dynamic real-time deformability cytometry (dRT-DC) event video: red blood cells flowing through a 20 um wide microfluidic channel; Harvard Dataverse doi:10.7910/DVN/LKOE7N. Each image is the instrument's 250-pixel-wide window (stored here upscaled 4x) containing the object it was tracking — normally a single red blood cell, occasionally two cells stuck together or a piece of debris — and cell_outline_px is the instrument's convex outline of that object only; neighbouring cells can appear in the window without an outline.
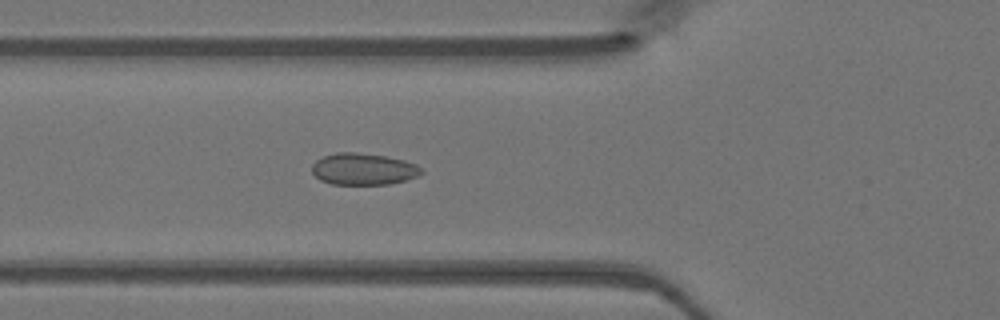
{"species": "Egyptian fruit bat (a non-hibernating species)", "species_latin": "Rousettus aegyptiacus", "temperature_condition": "warm", "stored_images_in_passage": 48, "camera_frame_rate_fps": 3000, "um_per_image_px": 0.085, "animal": {"sex": "female"}, "frame": {"image": 1, "passage_image": 17, "time_ms": 5.333, "image_size_px": [1000, 320], "cell_outline_px": [[424, 172], [408, 180], [388, 184], [332, 184], [320, 180], [312, 172], [312, 164], [316, 160], [324, 156], [336, 152], [356, 152], [384, 156], [404, 160], [416, 164]], "centroid_in_image_um": [30.88, 14.37], "position_along_channel_um": 94.9, "area_um2": 20.17}}
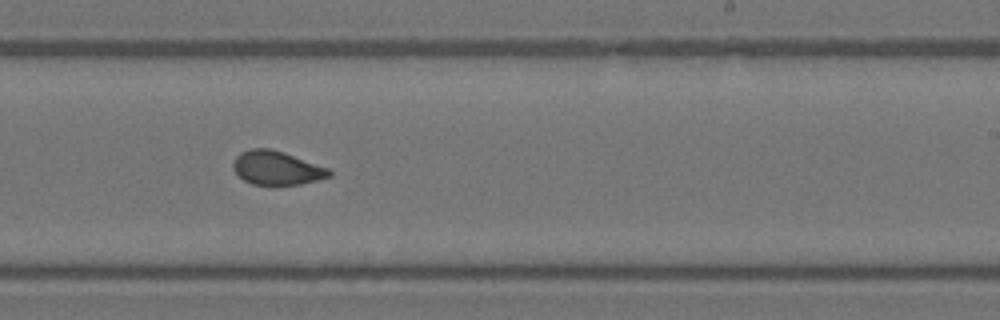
{"frame": {"image": 2, "passage_image": 29, "time_ms": 9.333, "image_size_px": [1000, 320], "cell_outline_px": [[332, 176], [300, 184], [252, 184], [244, 180], [232, 168], [232, 164], [236, 156], [240, 152], [252, 148], [268, 148], [284, 152], [328, 168], [332, 172]], "centroid_in_image_um": [23.51, 14.26], "position_along_channel_um": 265.5, "area_um2": 18.73}}
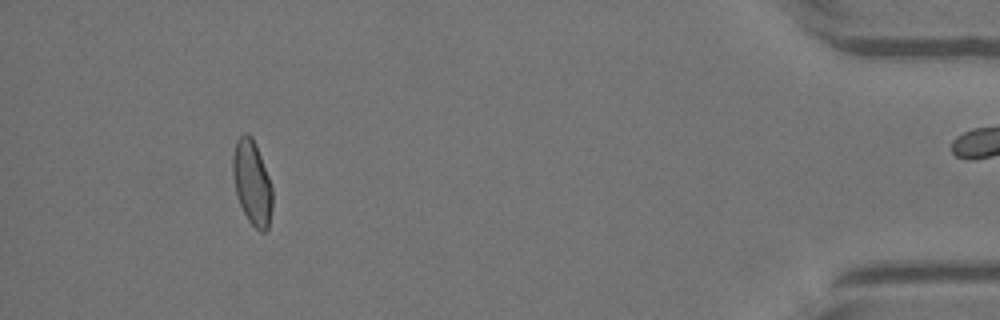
{"frame": {"image": 3, "passage_image": 44, "time_ms": 14.333, "image_size_px": [1000, 320], "cell_outline_px": [[272, 208], [268, 228], [264, 232], [260, 232], [248, 220], [240, 204], [236, 192], [232, 172], [232, 156], [236, 140], [244, 132], [248, 132], [252, 136], [256, 144], [268, 176], [272, 188]], "centroid_in_image_um": [21.42, 15.5], "position_along_channel_um": 413.8, "area_um2": 19.48}}